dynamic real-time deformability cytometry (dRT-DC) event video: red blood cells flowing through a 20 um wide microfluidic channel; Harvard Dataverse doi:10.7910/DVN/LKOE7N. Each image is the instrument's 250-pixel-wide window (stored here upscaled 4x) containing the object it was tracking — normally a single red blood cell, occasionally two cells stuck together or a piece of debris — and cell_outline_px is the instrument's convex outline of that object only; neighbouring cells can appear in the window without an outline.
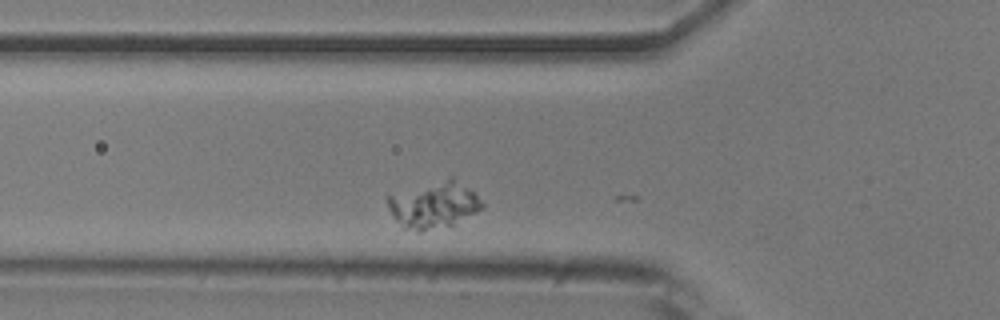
{"species": "common noctule bat (a hibernating species)", "species_latin": "Nyctalus noctula", "temperature_condition": "room temperature", "stored_images_in_passage": 8, "camera_frame_rate_fps": 3000, "um_per_image_px": 0.085, "animal": {"sex": "male", "body_mass_g": 20.5, "forearm_length_mm": 52.5}, "frame": {"image": 1, "passage_image": 7, "time_ms": 2.0, "image_size_px": [1000, 320], "cell_outline_px": [[484, 204], [476, 212], [452, 228], [420, 232], [404, 228], [392, 216], [388, 208], [384, 196], [448, 176], [452, 176], [476, 192]], "centroid_in_image_um": [36.88, 17.42], "position_along_channel_um": 88.9, "area_um2": 26.7}}